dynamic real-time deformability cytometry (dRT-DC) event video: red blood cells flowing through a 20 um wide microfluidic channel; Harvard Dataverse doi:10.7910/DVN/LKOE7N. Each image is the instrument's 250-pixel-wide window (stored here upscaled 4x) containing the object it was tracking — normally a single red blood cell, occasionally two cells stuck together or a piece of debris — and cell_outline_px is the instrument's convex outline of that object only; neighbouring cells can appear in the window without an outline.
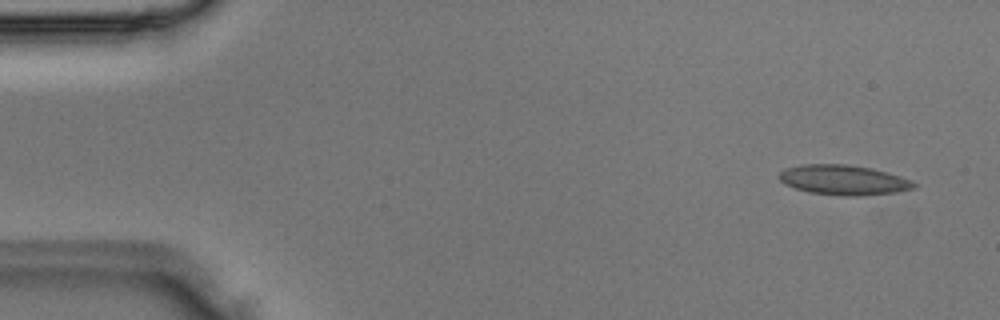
{"species": "Egyptian fruit bat (a non-hibernating species)", "species_latin": "Rousettus aegyptiacus", "temperature_condition": "room temperature", "stored_images_in_passage": 4, "camera_frame_rate_fps": 3000, "um_per_image_px": 0.085, "animal": {"sex": "male"}, "frame": {"image": 1, "passage_image": 1, "time_ms": 0.0, "image_size_px": [1000, 320], "cell_outline_px": [[916, 184], [912, 188], [896, 192], [860, 196], [844, 196], [808, 192], [784, 184], [780, 180], [780, 172], [788, 168], [800, 164], [848, 164], [872, 168], [900, 176], [912, 180]], "centroid_in_image_um": [71.7, 15.29], "position_along_channel_um": 13.3, "area_um2": 23.41}}